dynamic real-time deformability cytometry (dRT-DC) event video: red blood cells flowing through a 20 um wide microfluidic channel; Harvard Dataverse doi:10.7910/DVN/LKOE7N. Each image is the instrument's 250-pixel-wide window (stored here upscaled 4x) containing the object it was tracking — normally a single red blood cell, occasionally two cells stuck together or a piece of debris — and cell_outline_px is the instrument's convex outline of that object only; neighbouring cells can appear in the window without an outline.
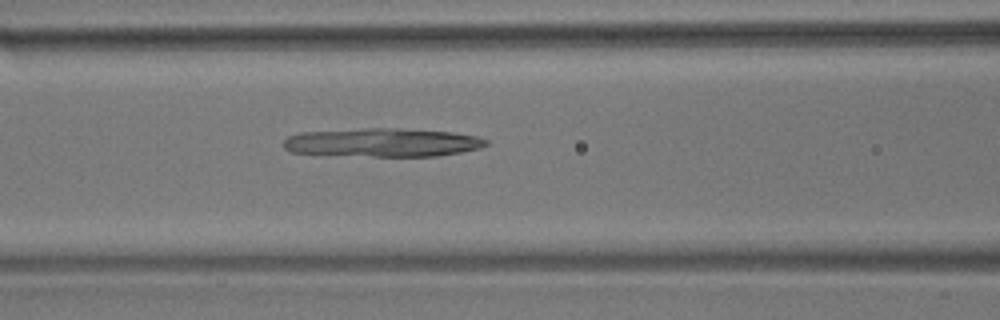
{"species": "common noctule bat (a hibernating species)", "species_latin": "Nyctalus noctula", "temperature_condition": "room temperature", "stored_images_in_passage": 56, "camera_frame_rate_fps": 3000, "um_per_image_px": 0.085, "animal": {"sex": "male", "body_mass_g": 17.9}, "frame": {"image": 1, "passage_image": 23, "time_ms": 7.333, "image_size_px": [1000, 320], "cell_outline_px": [[488, 144], [480, 148], [460, 152], [436, 156], [372, 156], [292, 152], [284, 148], [284, 140], [288, 136], [300, 132], [368, 128], [400, 128], [452, 132], [476, 136], [488, 140]], "centroid_in_image_um": [32.54, 12.1], "position_along_channel_um": 134.1, "area_um2": 33.52}}
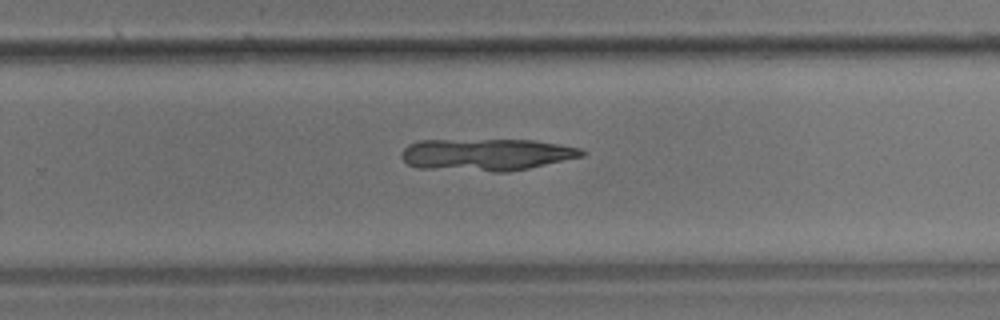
{"frame": {"image": 2, "passage_image": 36, "time_ms": 11.667, "image_size_px": [1000, 320], "cell_outline_px": [[588, 152], [584, 156], [528, 168], [508, 172], [492, 172], [416, 168], [408, 164], [400, 156], [404, 148], [408, 144], [420, 140], [532, 140], [580, 148]], "centroid_in_image_um": [41.32, 13.15], "position_along_channel_um": 288.5, "area_um2": 33.81}}
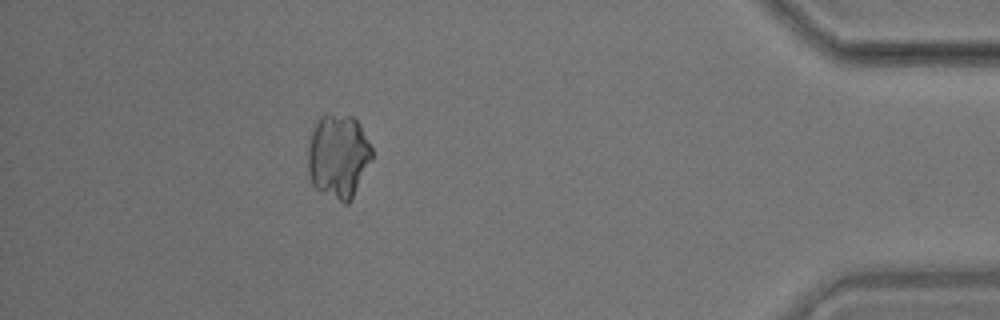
{"frame": {"image": 3, "passage_image": 50, "time_ms": 16.333, "image_size_px": [1000, 320], "cell_outline_px": [[372, 160], [348, 204], [344, 204], [320, 192], [312, 184], [308, 172], [308, 148], [312, 132], [320, 116], [352, 116], [360, 124], [372, 148]], "centroid_in_image_um": [28.76, 13.32], "position_along_channel_um": 406.4, "area_um2": 31.04}}